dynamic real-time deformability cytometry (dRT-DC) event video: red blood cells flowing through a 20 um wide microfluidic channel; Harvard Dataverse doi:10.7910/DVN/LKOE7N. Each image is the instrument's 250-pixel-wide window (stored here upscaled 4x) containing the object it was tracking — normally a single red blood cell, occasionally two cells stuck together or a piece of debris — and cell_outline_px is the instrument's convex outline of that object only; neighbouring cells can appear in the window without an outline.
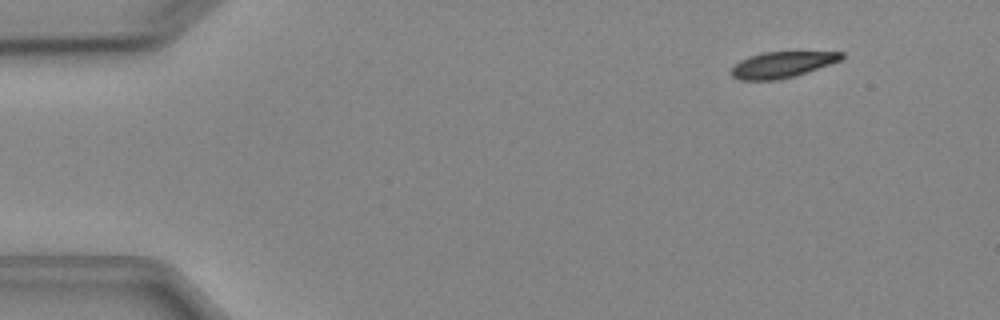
{"species": "Egyptian fruit bat (a non-hibernating species)", "species_latin": "Rousettus aegyptiacus", "temperature_condition": "cold", "stored_images_in_passage": 9, "camera_frame_rate_fps": 3000, "um_per_image_px": 0.085, "animal": {"sex": "female"}, "frame": {"image": 1, "passage_image": 2, "time_ms": 1.0, "image_size_px": [1000, 320], "cell_outline_px": [[844, 56], [840, 60], [796, 76], [776, 80], [740, 80], [732, 76], [728, 72], [740, 60], [748, 56], [764, 52], [844, 52]], "centroid_in_image_um": [66.43, 5.5], "position_along_channel_um": 18.6, "area_um2": 16.65}}
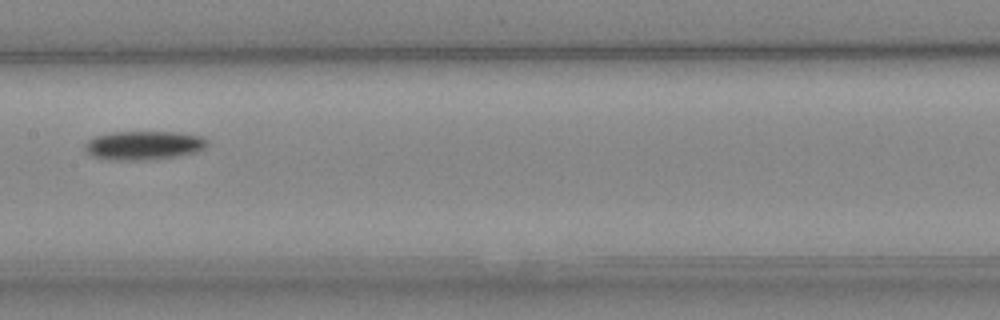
{"frame": {"image": 2, "passage_image": 8, "time_ms": 8.0, "image_size_px": [1000, 320], "cell_outline_px": [[208, 144], [204, 148], [196, 152], [172, 156], [136, 160], [120, 160], [92, 156], [84, 148], [84, 144], [88, 140], [96, 136], [112, 132], [180, 132], [204, 136], [208, 140]], "centroid_in_image_um": [12.24, 12.33], "position_along_channel_um": 195.2, "area_um2": 20.29}}
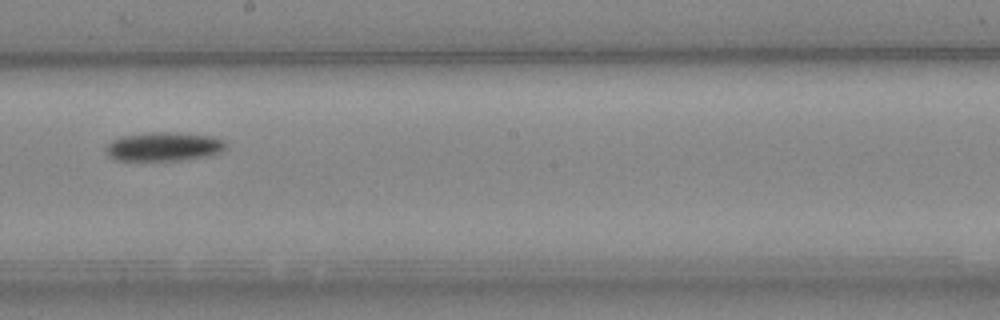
{"frame": {"image": 3, "passage_image": 9, "time_ms": 9.0, "image_size_px": [1000, 320], "cell_outline_px": [[228, 148], [220, 152], [208, 156], [180, 160], [116, 160], [108, 156], [104, 152], [104, 148], [112, 140], [124, 136], [152, 132], [168, 132], [212, 136], [224, 140], [228, 144]], "centroid_in_image_um": [13.94, 12.47], "position_along_channel_um": 234.3, "area_um2": 20.23}}